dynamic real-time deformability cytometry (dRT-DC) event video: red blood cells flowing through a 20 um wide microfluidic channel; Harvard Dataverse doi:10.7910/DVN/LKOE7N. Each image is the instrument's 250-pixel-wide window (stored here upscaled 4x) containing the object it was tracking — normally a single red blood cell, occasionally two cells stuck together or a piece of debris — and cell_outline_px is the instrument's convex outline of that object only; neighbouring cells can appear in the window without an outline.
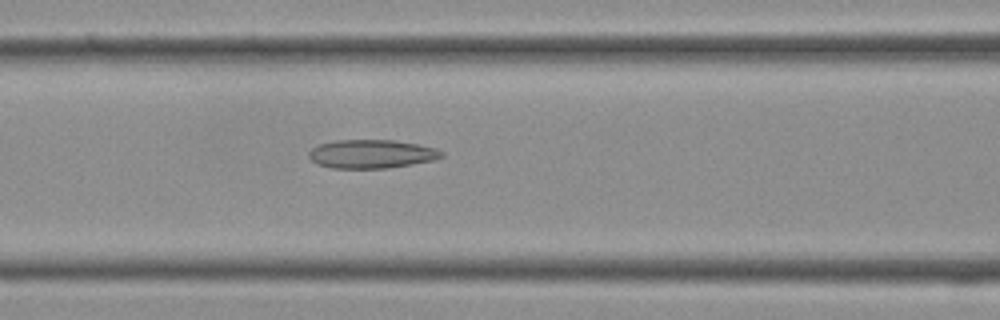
{"species": "Egyptian fruit bat (a non-hibernating species)", "species_latin": "Rousettus aegyptiacus", "temperature_condition": "cold", "stored_images_in_passage": 37, "camera_frame_rate_fps": 3000, "um_per_image_px": 0.085, "frame": {"image": 1, "passage_image": 15, "time_ms": 4.667, "image_size_px": [1000, 320], "cell_outline_px": [[444, 156], [436, 160], [388, 168], [332, 168], [316, 164], [308, 156], [308, 152], [312, 148], [320, 144], [336, 140], [392, 140], [416, 144], [436, 148], [444, 152]], "centroid_in_image_um": [31.59, 13.09], "position_along_channel_um": 135.0, "area_um2": 22.2}}
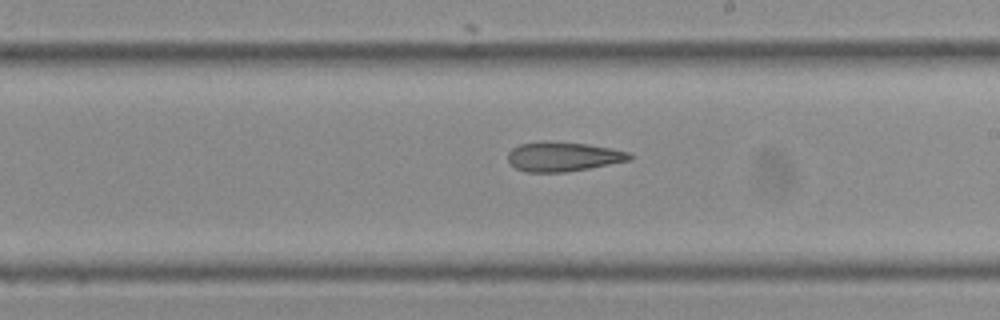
{"frame": {"image": 2, "passage_image": 21, "time_ms": 6.667, "image_size_px": [1000, 320], "cell_outline_px": [[632, 160], [568, 172], [524, 172], [516, 168], [508, 160], [508, 152], [512, 148], [520, 144], [544, 140], [588, 144], [612, 148], [632, 152]], "centroid_in_image_um": [47.89, 13.3], "position_along_channel_um": 241.1, "area_um2": 21.21}}
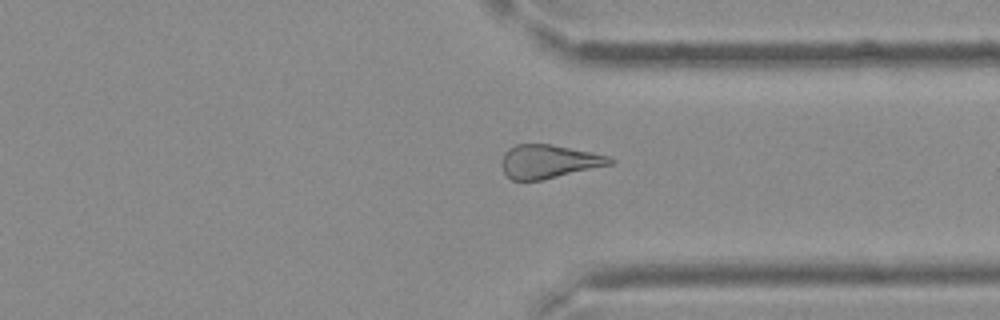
{"frame": {"image": 3, "passage_image": 28, "time_ms": 9.0, "image_size_px": [1000, 320], "cell_outline_px": [[616, 160], [612, 164], [540, 180], [512, 180], [504, 172], [500, 164], [504, 152], [508, 148], [516, 144], [548, 144], [592, 152], [608, 156]], "centroid_in_image_um": [46.61, 13.72], "position_along_channel_um": 364.8, "area_um2": 20.98}}